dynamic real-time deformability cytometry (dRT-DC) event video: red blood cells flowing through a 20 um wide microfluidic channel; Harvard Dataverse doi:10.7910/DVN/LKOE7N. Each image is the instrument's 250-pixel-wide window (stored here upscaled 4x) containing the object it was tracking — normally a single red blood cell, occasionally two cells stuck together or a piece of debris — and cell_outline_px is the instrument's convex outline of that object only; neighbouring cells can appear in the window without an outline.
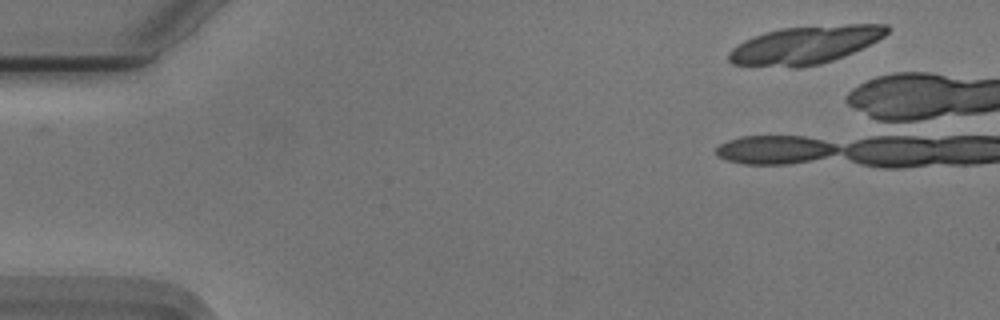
{"species": "Egyptian fruit bat (a non-hibernating species)", "species_latin": "Rousettus aegyptiacus", "temperature_condition": "cold", "stored_images_in_passage": 12, "camera_frame_rate_fps": 3000, "um_per_image_px": 0.085, "animal": {"sex": "male"}, "frame": {"image": 1, "passage_image": 1, "time_ms": 0.0, "image_size_px": [1000, 320], "cell_outline_px": [[888, 32], [884, 36], [844, 56], [820, 64], [800, 68], [792, 68], [732, 64], [728, 60], [728, 52], [736, 44], [752, 36], [764, 32], [780, 28], [848, 24], [888, 24]], "centroid_in_image_um": [68.37, 3.83], "position_along_channel_um": 16.6, "area_um2": 35.03}}